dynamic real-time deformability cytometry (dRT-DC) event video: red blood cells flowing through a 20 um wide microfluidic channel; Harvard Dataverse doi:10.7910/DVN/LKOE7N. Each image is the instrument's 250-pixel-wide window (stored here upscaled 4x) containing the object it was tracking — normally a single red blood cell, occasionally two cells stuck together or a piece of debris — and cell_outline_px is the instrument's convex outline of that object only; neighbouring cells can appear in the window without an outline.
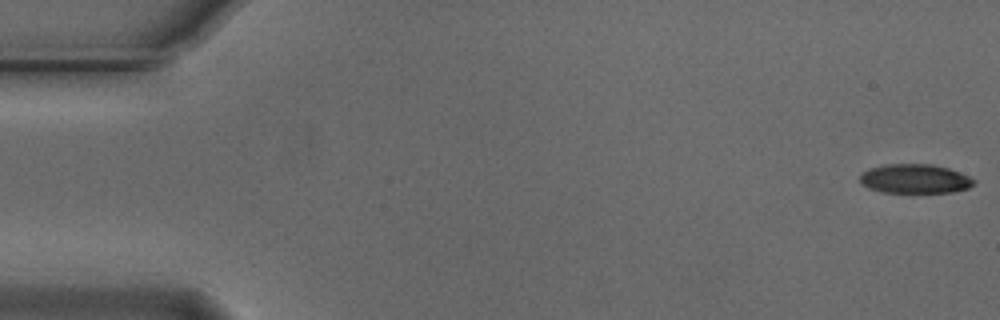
{"species": "Egyptian fruit bat (a non-hibernating species)", "species_latin": "Rousettus aegyptiacus", "temperature_condition": "cold", "stored_images_in_passage": 47, "camera_frame_rate_fps": 3000, "um_per_image_px": 0.085, "animal": {"sex": "male"}, "frame": {"image": 1, "passage_image": 1, "time_ms": 0.0, "image_size_px": [1000, 320], "cell_outline_px": [[976, 184], [968, 188], [952, 192], [884, 192], [868, 188], [860, 184], [860, 176], [868, 168], [884, 164], [932, 164], [948, 168], [960, 172], [976, 180]], "centroid_in_image_um": [77.77, 15.19], "position_along_channel_um": 7.2, "area_um2": 19.48}}
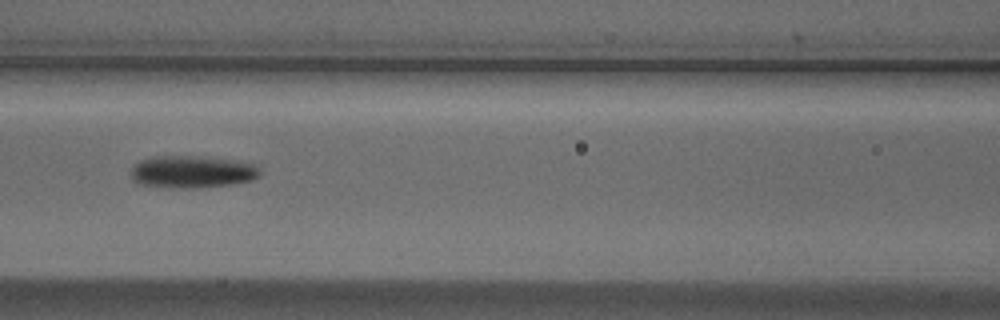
{"frame": {"image": 2, "passage_image": 24, "time_ms": 7.667, "image_size_px": [1000, 320], "cell_outline_px": [[260, 176], [252, 180], [232, 184], [196, 188], [176, 188], [136, 184], [132, 180], [132, 168], [140, 160], [152, 156], [192, 156], [236, 160], [256, 164], [260, 168]], "centroid_in_image_um": [16.34, 14.61], "position_along_channel_um": 150.3, "area_um2": 24.45}}
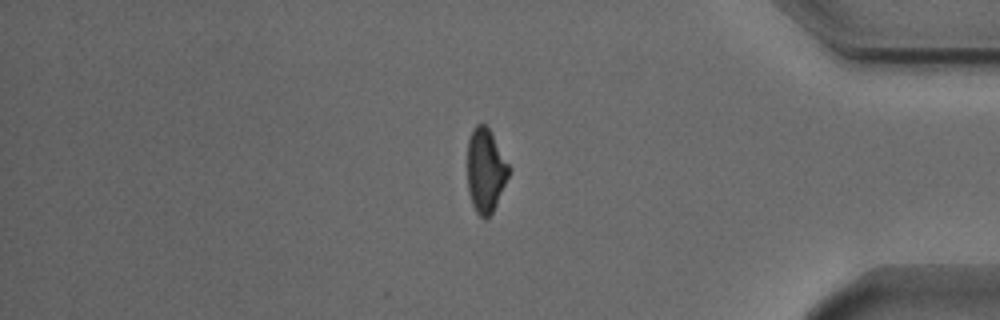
{"frame": {"image": 3, "passage_image": 46, "time_ms": 15.0, "image_size_px": [1000, 320], "cell_outline_px": [[512, 168], [496, 204], [492, 212], [488, 216], [480, 216], [476, 212], [472, 204], [468, 192], [468, 140], [472, 128], [476, 124], [484, 124], [488, 128]], "centroid_in_image_um": [41.28, 14.46], "position_along_channel_um": 393.9, "area_um2": 20.11}}